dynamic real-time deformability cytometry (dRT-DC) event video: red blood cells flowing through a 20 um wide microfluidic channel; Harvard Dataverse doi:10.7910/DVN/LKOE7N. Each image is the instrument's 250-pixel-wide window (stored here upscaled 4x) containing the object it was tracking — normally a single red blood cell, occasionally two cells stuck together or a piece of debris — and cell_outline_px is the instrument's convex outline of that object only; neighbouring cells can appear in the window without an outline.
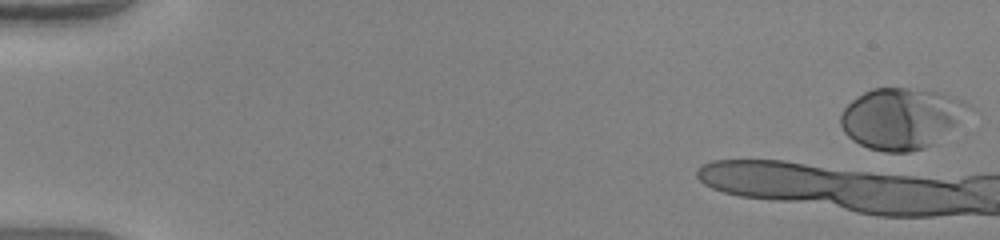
{"species": "human", "species_latin": "Homo sapiens", "temperature_condition": "warm", "stored_images_in_passage": 4, "camera_frame_rate_fps": 3000, "um_per_image_px": 0.085, "donor": {"sex": "female"}, "frame": {"image": 1, "passage_image": 1, "time_ms": 0.0, "image_size_px": [1000, 240], "cell_outline_px": [[980, 112], [936, 144], [924, 148], [908, 152], [884, 152], [868, 148], [852, 140], [844, 132], [840, 124], [840, 116], [844, 108], [856, 96], [872, 88], [908, 88], [936, 92], [952, 96], [964, 100], [976, 108]], "centroid_in_image_um": [76.79, 10.07], "position_along_channel_um": 8.2, "area_um2": 47.22}}